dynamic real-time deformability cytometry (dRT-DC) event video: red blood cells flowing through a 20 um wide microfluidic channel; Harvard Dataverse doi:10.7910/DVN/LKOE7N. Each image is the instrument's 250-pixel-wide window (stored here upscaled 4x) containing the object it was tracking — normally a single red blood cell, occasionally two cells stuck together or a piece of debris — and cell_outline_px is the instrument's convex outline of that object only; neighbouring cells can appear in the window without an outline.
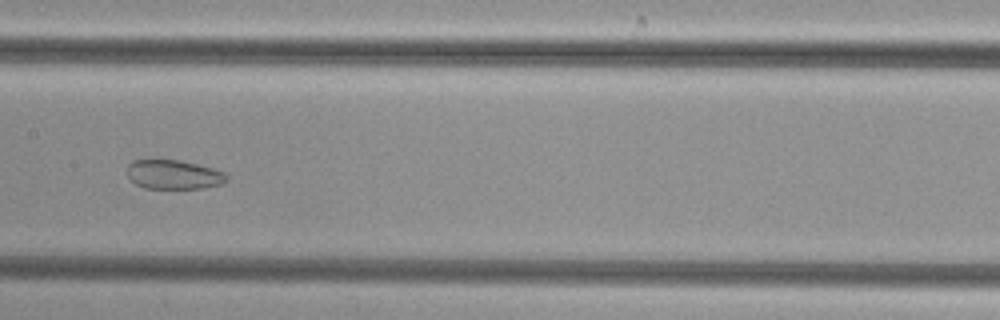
{"species": "common noctule bat (a hibernating species)", "species_latin": "Nyctalus noctula", "temperature_condition": "cold", "stored_images_in_passage": 40, "camera_frame_rate_fps": 3000, "um_per_image_px": 0.085, "animal": {"sex": "female", "body_mass_g": 29.2, "forearm_length_mm": 56.3}, "frame": {"image": 1, "passage_image": 14, "time_ms": 4.333, "image_size_px": [1000, 320], "cell_outline_px": [[228, 180], [220, 184], [204, 188], [144, 188], [136, 184], [128, 176], [128, 164], [132, 160], [148, 156], [156, 156], [180, 160], [212, 168], [224, 172], [228, 176]], "centroid_in_image_um": [14.69, 14.77], "position_along_channel_um": 192.7, "area_um2": 17.63}}
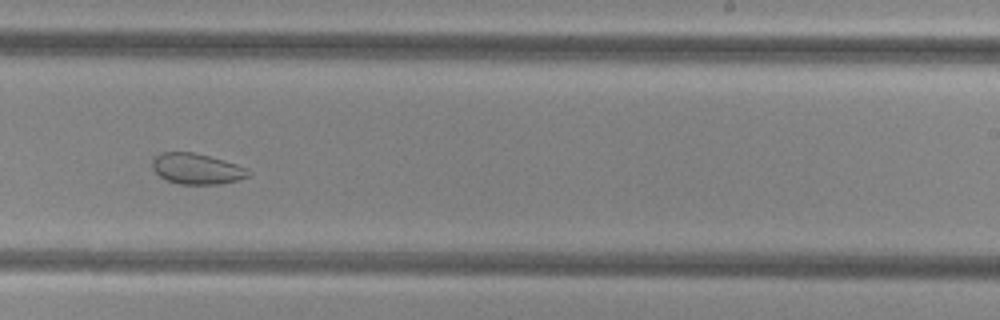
{"frame": {"image": 2, "passage_image": 20, "time_ms": 6.333, "image_size_px": [1000, 320], "cell_outline_px": [[252, 172], [248, 176], [224, 184], [180, 184], [168, 180], [160, 176], [152, 168], [152, 160], [160, 152], [192, 152], [224, 160], [248, 168]], "centroid_in_image_um": [16.74, 14.35], "position_along_channel_um": 272.3, "area_um2": 17.17}}
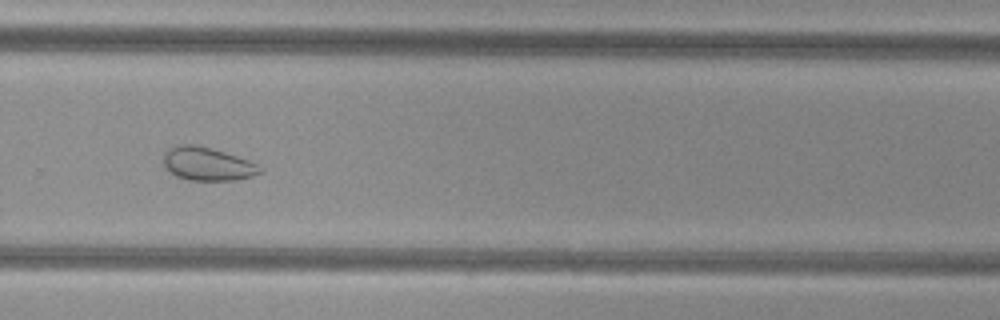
{"frame": {"image": 3, "passage_image": 23, "time_ms": 7.333, "image_size_px": [1000, 320], "cell_outline_px": [[264, 172], [252, 176], [236, 180], [188, 180], [176, 176], [164, 164], [164, 152], [168, 148], [184, 144], [196, 144], [212, 148], [248, 160], [264, 168]], "centroid_in_image_um": [17.66, 13.93], "position_along_channel_um": 312.1, "area_um2": 18.67}}